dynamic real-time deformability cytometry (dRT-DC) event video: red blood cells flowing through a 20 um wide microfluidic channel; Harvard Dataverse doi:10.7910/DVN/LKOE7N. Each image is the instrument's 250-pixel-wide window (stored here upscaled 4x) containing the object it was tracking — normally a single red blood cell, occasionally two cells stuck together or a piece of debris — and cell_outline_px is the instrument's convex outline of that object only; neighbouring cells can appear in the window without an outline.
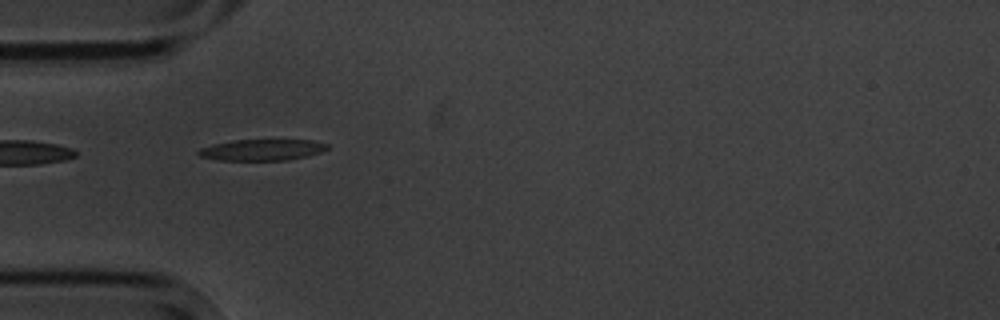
{"species": "common noctule bat (a hibernating species)", "species_latin": "Nyctalus noctula", "temperature_condition": "cold", "stored_images_in_passage": 7, "camera_frame_rate_fps": 3000, "um_per_image_px": 0.085, "animal": {"sex": "male", "body_mass_g": 20.1, "forearm_length_mm": 53.5}, "frame": {"image": 1, "passage_image": 5, "time_ms": 4.667, "image_size_px": [1000, 320], "cell_outline_px": [[328, 148], [320, 152], [308, 156], [288, 160], [216, 160], [200, 156], [196, 152], [200, 148], [212, 144], [232, 140], [312, 140], [328, 144]], "centroid_in_image_um": [22.25, 12.74], "position_along_channel_um": 62.8, "area_um2": 15.95}}
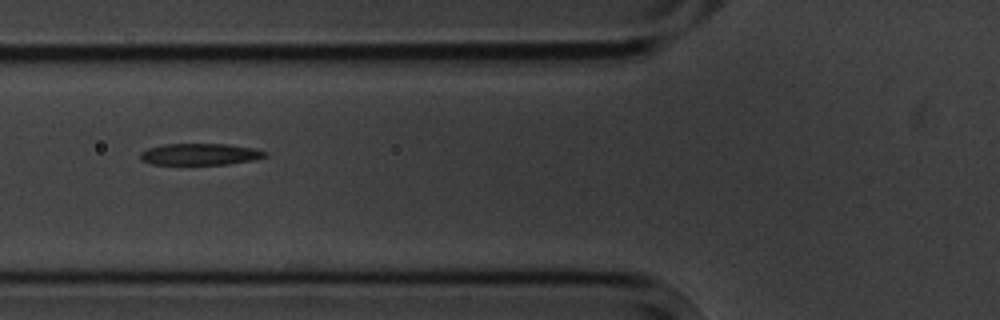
{"frame": {"image": 2, "passage_image": 6, "time_ms": 6.0, "image_size_px": [1000, 320], "cell_outline_px": [[268, 156], [252, 160], [228, 164], [152, 164], [140, 160], [140, 152], [148, 148], [164, 144], [228, 144], [252, 148], [268, 152]], "centroid_in_image_um": [16.99, 13.11], "position_along_channel_um": 108.8, "area_um2": 15.66}}
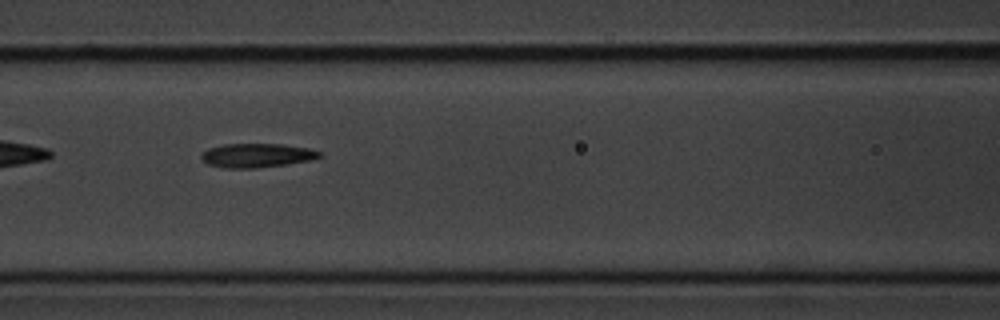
{"frame": {"image": 3, "passage_image": 7, "time_ms": 7.0, "image_size_px": [1000, 320], "cell_outline_px": [[324, 156], [308, 160], [288, 164], [256, 168], [224, 168], [208, 164], [200, 156], [208, 148], [224, 144], [280, 144], [308, 148], [324, 152]], "centroid_in_image_um": [21.87, 13.21], "position_along_channel_um": 144.7, "area_um2": 16.53}}